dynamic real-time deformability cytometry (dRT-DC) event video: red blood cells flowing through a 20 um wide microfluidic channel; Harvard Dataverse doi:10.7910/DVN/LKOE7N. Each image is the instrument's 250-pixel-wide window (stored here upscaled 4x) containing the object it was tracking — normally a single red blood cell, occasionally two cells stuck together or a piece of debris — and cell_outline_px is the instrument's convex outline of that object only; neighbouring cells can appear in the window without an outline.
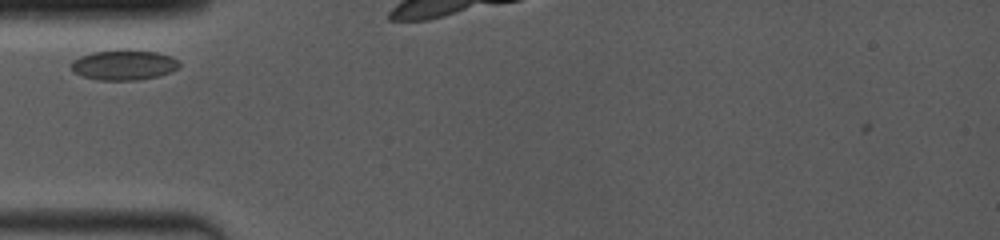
{"species": "common noctule bat (a hibernating species)", "species_latin": "Nyctalus noctula", "temperature_condition": "room temperature", "stored_images_in_passage": 18, "camera_frame_rate_fps": 4000, "um_per_image_px": 0.085, "animal": {"sex": "female", "body_mass_g": 19.0, "forearm_length_mm": 53.3}, "frame": {"image": 1, "passage_image": 1, "time_ms": 0.0, "image_size_px": [1000, 240], "cell_outline_px": [[180, 64], [176, 68], [168, 72], [156, 76], [132, 80], [100, 80], [84, 76], [76, 72], [72, 68], [72, 64], [80, 56], [92, 52], [156, 52], [168, 56], [176, 60]], "centroid_in_image_um": [10.51, 5.55], "position_along_channel_um": 74.5, "area_um2": 17.69}}
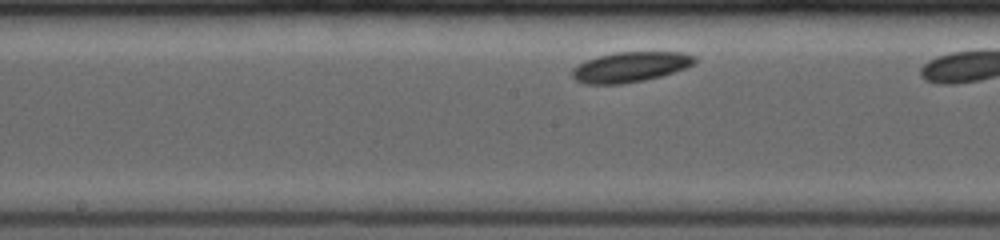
{"frame": {"image": 2, "passage_image": 11, "time_ms": 2.5, "image_size_px": [1000, 240], "cell_outline_px": [[696, 60], [692, 64], [684, 68], [660, 76], [644, 80], [624, 84], [584, 84], [576, 80], [572, 76], [572, 68], [576, 64], [600, 56], [616, 52], [680, 52], [696, 56]], "centroid_in_image_um": [53.54, 5.7], "position_along_channel_um": 194.7, "area_um2": 21.39}}